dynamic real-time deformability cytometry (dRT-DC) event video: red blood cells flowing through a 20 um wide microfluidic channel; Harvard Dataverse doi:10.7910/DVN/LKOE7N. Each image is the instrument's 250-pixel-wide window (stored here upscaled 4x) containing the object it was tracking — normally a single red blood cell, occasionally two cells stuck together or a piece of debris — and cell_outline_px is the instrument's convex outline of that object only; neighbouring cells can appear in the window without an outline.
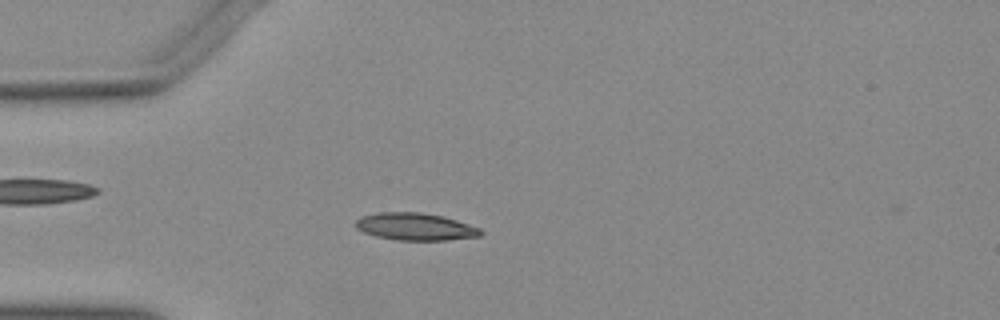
{"species": "Egyptian fruit bat (a non-hibernating species)", "species_latin": "Rousettus aegyptiacus", "temperature_condition": "warm", "stored_images_in_passage": 52, "camera_frame_rate_fps": 3000, "um_per_image_px": 0.085, "animal": {"sex": "female"}, "frame": {"image": 1, "passage_image": 14, "time_ms": 4.333, "image_size_px": [1000, 320], "cell_outline_px": [[484, 232], [480, 236], [444, 240], [396, 240], [376, 236], [364, 232], [356, 228], [356, 220], [364, 216], [380, 212], [420, 212], [444, 216], [480, 228]], "centroid_in_image_um": [35.32, 19.26], "position_along_channel_um": 49.7, "area_um2": 19.77}}
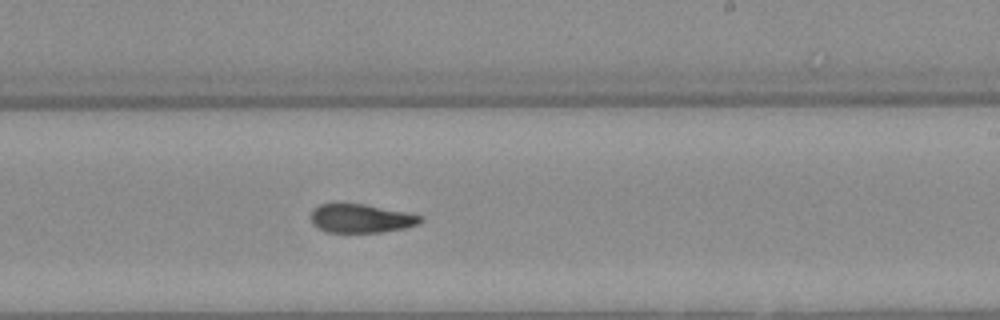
{"frame": {"image": 2, "passage_image": 31, "time_ms": 10.0, "image_size_px": [1000, 320], "cell_outline_px": [[424, 220], [420, 224], [404, 228], [380, 232], [328, 232], [312, 224], [312, 212], [320, 204], [364, 204], [424, 216]], "centroid_in_image_um": [30.74, 18.57], "position_along_channel_um": 258.3, "area_um2": 18.03}}
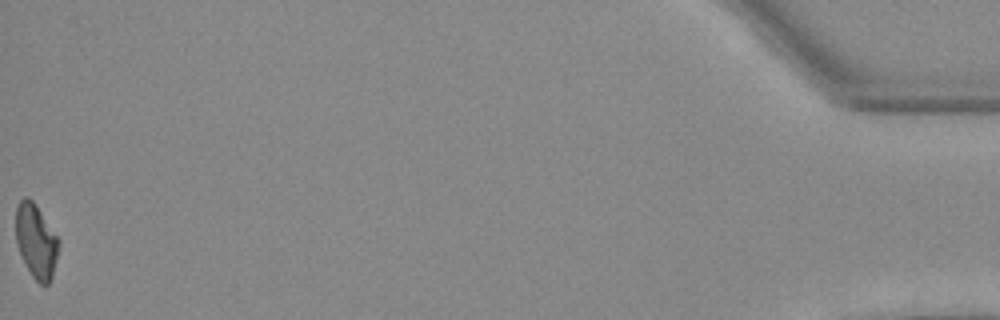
{"frame": {"image": 3, "passage_image": 52, "time_ms": 17.0, "image_size_px": [1000, 320], "cell_outline_px": [[60, 244], [52, 280], [48, 284], [40, 284], [32, 276], [20, 252], [16, 240], [16, 208], [20, 200], [24, 196], [28, 196], [36, 204], [60, 240]], "centroid_in_image_um": [3.09, 20.48], "position_along_channel_um": 432.1, "area_um2": 18.55}}